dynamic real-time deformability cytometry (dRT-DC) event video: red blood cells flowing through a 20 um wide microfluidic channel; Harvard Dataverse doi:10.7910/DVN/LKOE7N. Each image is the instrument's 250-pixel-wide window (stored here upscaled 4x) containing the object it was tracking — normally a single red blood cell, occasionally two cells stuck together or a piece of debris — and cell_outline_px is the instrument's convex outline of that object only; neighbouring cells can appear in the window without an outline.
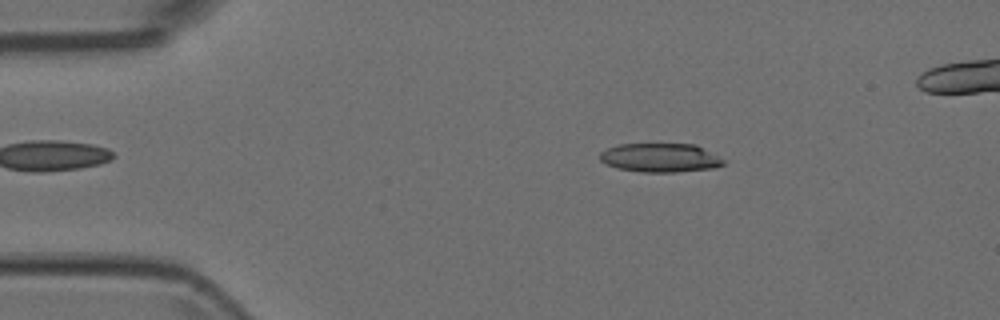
{"species": "Egyptian fruit bat (a non-hibernating species)", "species_latin": "Rousettus aegyptiacus", "temperature_condition": "room temperature", "stored_images_in_passage": 5, "camera_frame_rate_fps": 3000, "um_per_image_px": 0.085, "animal": {"sex": "female"}, "frame": {"image": 1, "passage_image": 2, "time_ms": 0.333, "image_size_px": [1000, 320], "cell_outline_px": [[728, 160], [724, 164], [716, 168], [676, 172], [640, 172], [616, 168], [604, 164], [600, 160], [600, 152], [608, 148], [620, 144], [696, 144]], "centroid_in_image_um": [56.17, 13.41], "position_along_channel_um": 28.8, "area_um2": 21.15}}